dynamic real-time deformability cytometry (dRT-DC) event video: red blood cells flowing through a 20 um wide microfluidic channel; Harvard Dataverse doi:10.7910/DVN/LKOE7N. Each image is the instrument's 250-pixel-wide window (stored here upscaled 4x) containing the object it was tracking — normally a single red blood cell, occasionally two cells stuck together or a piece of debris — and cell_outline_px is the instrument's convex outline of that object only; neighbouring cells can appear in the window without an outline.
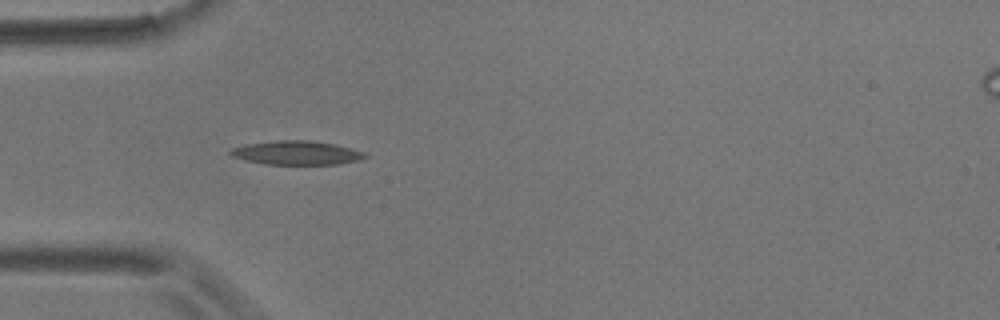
{"species": "common noctule bat (a hibernating species)", "species_latin": "Nyctalus noctula", "temperature_condition": "room temperature", "stored_images_in_passage": 4, "camera_frame_rate_fps": 3000, "um_per_image_px": 0.085, "animal": {"sex": "male", "body_mass_g": 17.9}, "frame": {"image": 1, "passage_image": 3, "time_ms": 2.333, "image_size_px": [1000, 320], "cell_outline_px": [[368, 156], [360, 160], [336, 164], [264, 164], [232, 156], [228, 152], [232, 148], [248, 144], [276, 140], [308, 140], [336, 144], [352, 148], [364, 152]], "centroid_in_image_um": [25.25, 12.98], "position_along_channel_um": 59.8, "area_um2": 18.61}}
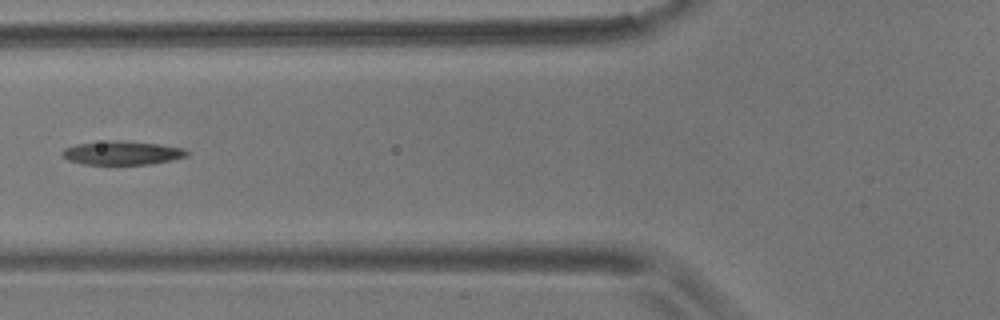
{"frame": {"image": 2, "passage_image": 4, "time_ms": 4.0, "image_size_px": [1000, 320], "cell_outline_px": [[188, 156], [172, 160], [148, 164], [84, 164], [68, 160], [60, 152], [64, 148], [76, 144], [108, 140], [116, 140], [160, 144], [184, 148], [188, 152]], "centroid_in_image_um": [10.38, 12.99], "position_along_channel_um": 115.4, "area_um2": 17.22}}